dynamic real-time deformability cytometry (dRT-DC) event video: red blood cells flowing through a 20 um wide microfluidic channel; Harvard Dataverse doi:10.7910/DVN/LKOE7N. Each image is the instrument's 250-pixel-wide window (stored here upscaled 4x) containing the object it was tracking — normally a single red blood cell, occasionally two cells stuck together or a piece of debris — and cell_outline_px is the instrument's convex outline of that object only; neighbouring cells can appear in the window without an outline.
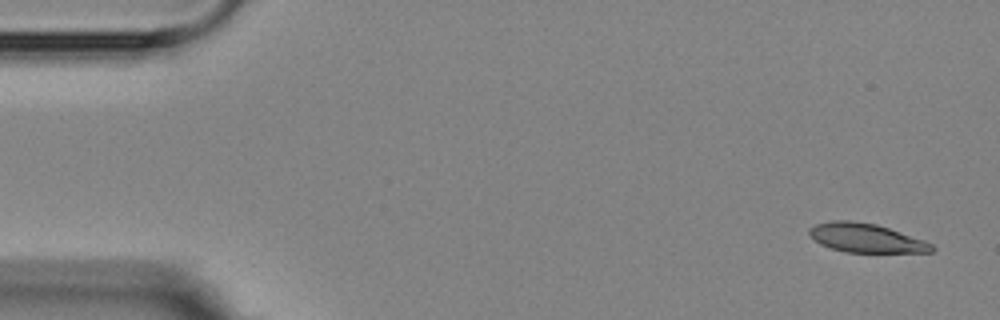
{"species": "Egyptian fruit bat (a non-hibernating species)", "species_latin": "Rousettus aegyptiacus", "temperature_condition": "room temperature", "stored_images_in_passage": 5, "camera_frame_rate_fps": 3000, "um_per_image_px": 0.085, "animal": {"sex": "female"}, "frame": {"image": 1, "passage_image": 1, "time_ms": 0.0, "image_size_px": [1000, 320], "cell_outline_px": [[936, 248], [932, 252], [844, 252], [820, 244], [808, 232], [808, 228], [816, 224], [832, 220], [852, 220], [876, 224], [924, 240], [932, 244]], "centroid_in_image_um": [73.61, 20.22], "position_along_channel_um": 11.4, "area_um2": 20.52}}
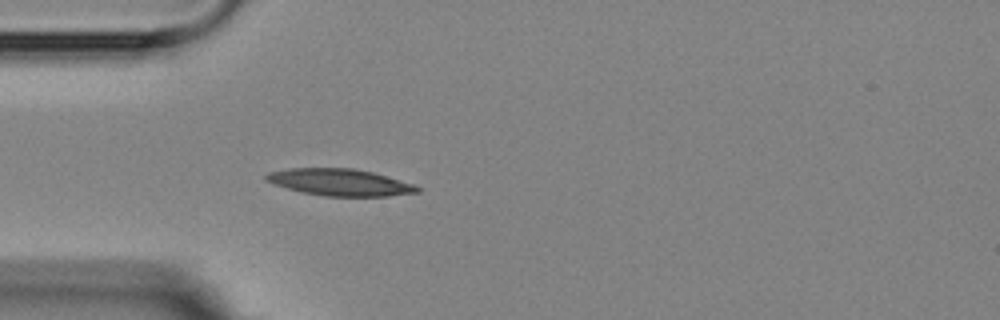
{"frame": {"image": 2, "passage_image": 5, "time_ms": 4.333, "image_size_px": [1000, 320], "cell_outline_px": [[420, 192], [388, 196], [324, 196], [300, 192], [272, 184], [264, 180], [264, 176], [268, 172], [288, 168], [352, 168], [372, 172], [412, 184], [420, 188]], "centroid_in_image_um": [28.81, 15.5], "position_along_channel_um": 56.2, "area_um2": 23.64}}